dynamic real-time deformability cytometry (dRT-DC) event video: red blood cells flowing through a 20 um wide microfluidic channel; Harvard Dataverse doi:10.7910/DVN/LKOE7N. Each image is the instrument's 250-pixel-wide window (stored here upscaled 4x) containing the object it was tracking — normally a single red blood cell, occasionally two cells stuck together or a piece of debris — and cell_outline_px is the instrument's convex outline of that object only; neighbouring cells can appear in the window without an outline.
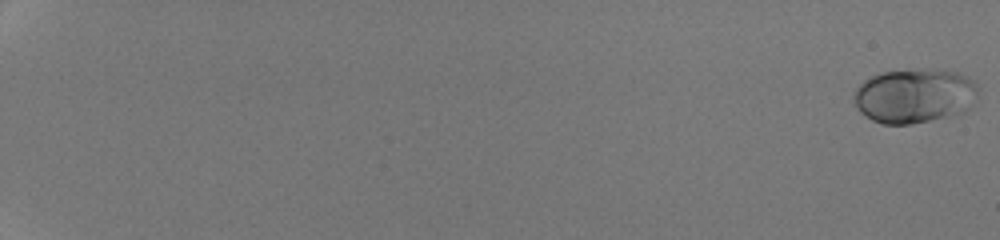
{"species": "human", "species_latin": "Homo sapiens", "temperature_condition": "room temperature", "stored_images_in_passage": 53, "camera_frame_rate_fps": 3000, "um_per_image_px": 0.085, "donor": {"sex": "male"}, "frame": {"image": 1, "passage_image": 1, "time_ms": 0.0, "image_size_px": [1000, 240], "cell_outline_px": [[980, 88], [976, 104], [964, 112], [912, 124], [884, 124], [872, 120], [860, 112], [856, 108], [852, 100], [852, 96], [856, 88], [864, 80], [880, 72], [924, 68], [960, 72], [976, 80]], "centroid_in_image_um": [77.78, 8.12], "position_along_channel_um": 7.2, "area_um2": 40.4}}
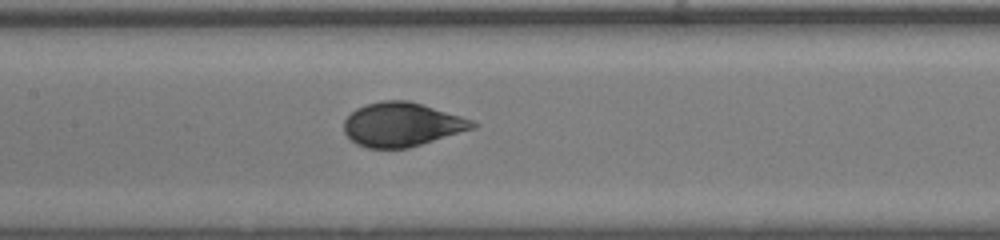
{"frame": {"image": 2, "passage_image": 31, "time_ms": 10.0, "image_size_px": [1000, 240], "cell_outline_px": [[480, 124], [476, 128], [408, 148], [368, 148], [356, 144], [344, 132], [344, 120], [356, 108], [380, 100], [408, 100], [460, 116], [472, 120]], "centroid_in_image_um": [34.17, 10.59], "position_along_channel_um": 173.2, "area_um2": 32.83}}
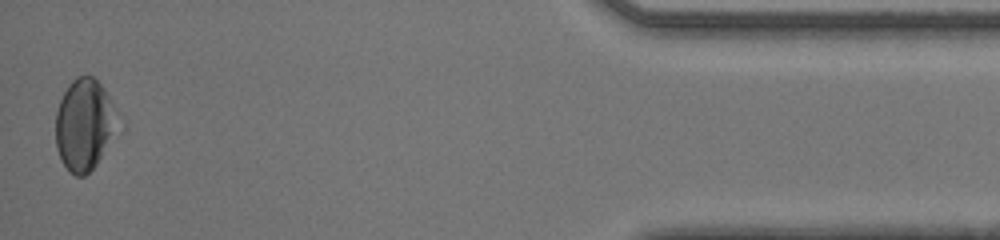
{"frame": {"image": 3, "passage_image": 53, "time_ms": 17.333, "image_size_px": [1000, 240], "cell_outline_px": [[124, 128], [96, 164], [84, 176], [76, 176], [60, 160], [56, 148], [56, 112], [60, 100], [68, 84], [76, 76], [92, 76], [100, 84], [120, 112], [124, 120]], "centroid_in_image_um": [7.28, 10.59], "position_along_channel_um": 427.9, "area_um2": 34.39}, "authors_computed_cell_mechanics": {"area_um2": 34.391, "velocity_mm_per_s": 4.2801, "shape_relaxation_time_tau1_ms": 2.5054, "shape_relaxation_time_tau2_ms": null, "deformation_change_tau1": 0.1319, "deformation_change_tau2": null}}